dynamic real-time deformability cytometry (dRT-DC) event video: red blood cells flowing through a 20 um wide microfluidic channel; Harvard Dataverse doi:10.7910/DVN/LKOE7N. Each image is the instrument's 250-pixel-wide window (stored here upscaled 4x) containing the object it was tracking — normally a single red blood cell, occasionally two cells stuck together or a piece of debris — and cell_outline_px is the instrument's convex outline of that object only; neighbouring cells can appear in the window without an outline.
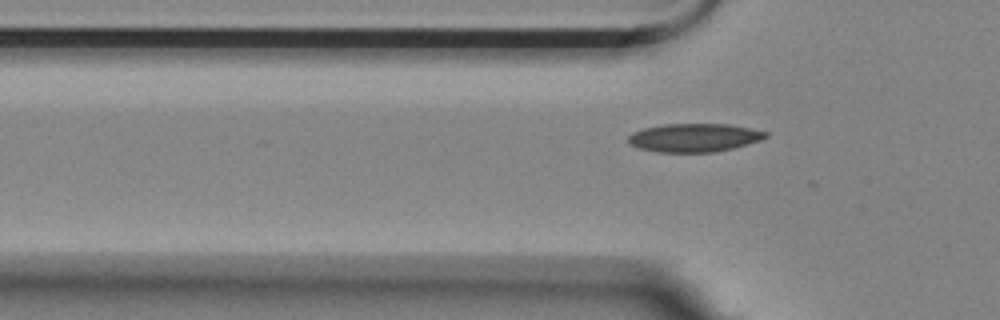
{"species": "Egyptian fruit bat (a non-hibernating species)", "species_latin": "Rousettus aegyptiacus", "temperature_condition": "room temperature", "stored_images_in_passage": 4, "segment_of_instrument_passage": [2, 2], "camera_frame_rate_fps": 3000, "um_per_image_px": 0.085, "animal": {"sex": "female"}, "frame": {"image": 1, "passage_image": 4, "time_ms": 1.0, "image_size_px": [1000, 320], "cell_outline_px": [[768, 136], [760, 140], [732, 148], [716, 152], [656, 152], [640, 148], [632, 144], [628, 140], [628, 136], [632, 132], [644, 128], [664, 124], [728, 124], [752, 128], [768, 132]], "centroid_in_image_um": [59.02, 11.69], "position_along_channel_um": 66.8, "area_um2": 22.66}}